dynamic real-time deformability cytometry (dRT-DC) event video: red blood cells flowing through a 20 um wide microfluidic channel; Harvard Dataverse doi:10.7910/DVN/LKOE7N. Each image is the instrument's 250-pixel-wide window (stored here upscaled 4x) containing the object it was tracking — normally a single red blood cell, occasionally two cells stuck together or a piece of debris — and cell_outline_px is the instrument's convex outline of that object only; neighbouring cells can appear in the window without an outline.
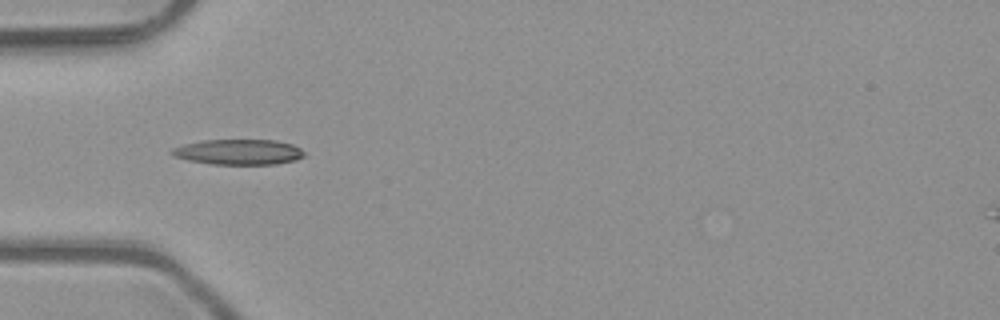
{"species": "common noctule bat (a hibernating species)", "species_latin": "Nyctalus noctula", "temperature_condition": "room temperature", "stored_images_in_passage": 9, "camera_frame_rate_fps": 3000, "um_per_image_px": 0.085, "animal": {"sex": "male", "body_mass_g": 23.1, "forearm_length_mm": 52.7}, "frame": {"image": 1, "passage_image": 6, "time_ms": 1.667, "image_size_px": [1000, 320], "cell_outline_px": [[304, 156], [296, 160], [276, 164], [212, 164], [188, 160], [172, 156], [168, 152], [172, 148], [184, 144], [204, 140], [272, 140], [292, 144], [300, 148], [304, 152]], "centroid_in_image_um": [20.25, 12.92], "position_along_channel_um": 64.8, "area_um2": 19.59}}
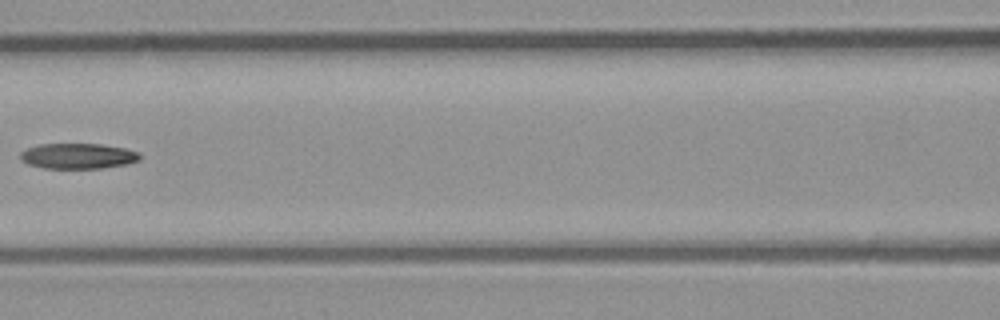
{"frame": {"image": 2, "passage_image": 8, "time_ms": 2.333, "image_size_px": [1000, 320], "cell_outline_px": [[140, 160], [128, 164], [104, 168], [44, 168], [28, 164], [20, 160], [20, 152], [28, 148], [40, 144], [100, 144], [124, 148], [140, 152]], "centroid_in_image_um": [6.64, 13.26], "position_along_channel_um": 160.0, "area_um2": 17.8}}
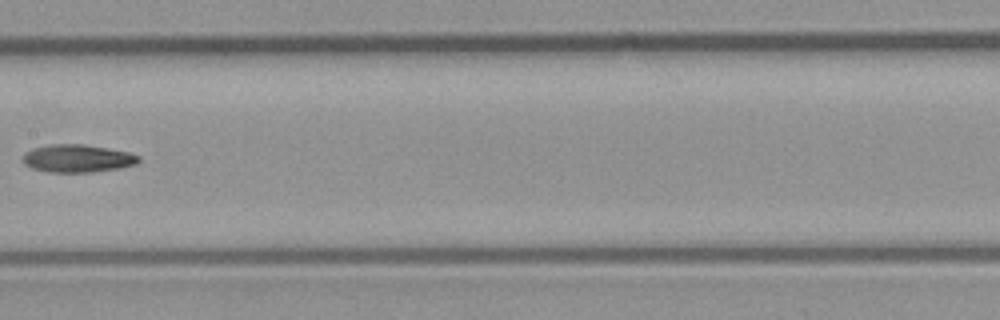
{"frame": {"image": 3, "passage_image": 9, "time_ms": 2.667, "image_size_px": [1000, 320], "cell_outline_px": [[140, 160], [136, 164], [120, 168], [92, 172], [48, 172], [32, 168], [24, 164], [24, 152], [32, 148], [48, 144], [84, 144], [128, 152], [140, 156]], "centroid_in_image_um": [6.58, 13.46], "position_along_channel_um": 200.8, "area_um2": 18.79}}